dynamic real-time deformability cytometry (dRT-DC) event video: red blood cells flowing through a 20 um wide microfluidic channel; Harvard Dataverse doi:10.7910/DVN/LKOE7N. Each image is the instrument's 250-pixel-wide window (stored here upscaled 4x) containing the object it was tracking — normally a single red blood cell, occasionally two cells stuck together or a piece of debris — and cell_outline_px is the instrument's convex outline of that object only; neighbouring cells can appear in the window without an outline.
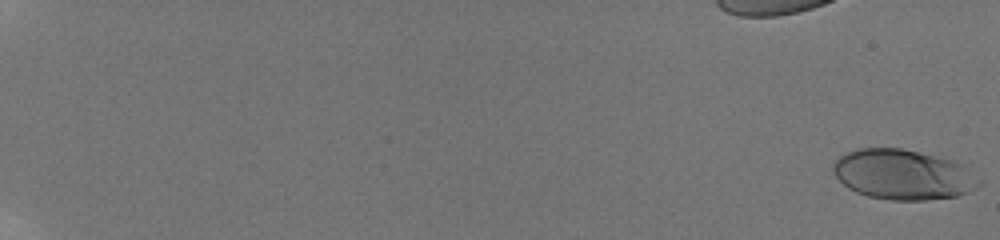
{"species": "human", "species_latin": "Homo sapiens", "temperature_condition": "room temperature", "stored_images_in_passage": 33, "camera_frame_rate_fps": 3000, "um_per_image_px": 0.085, "donor": {"sex": "male"}, "frame": {"image": 1, "passage_image": 1, "time_ms": 0.0, "image_size_px": [1000, 240], "cell_outline_px": [[984, 180], [976, 188], [968, 192], [956, 196], [924, 200], [892, 200], [868, 196], [856, 192], [848, 188], [832, 172], [832, 164], [840, 156], [856, 148], [900, 148], [936, 156], [952, 160], [960, 164]], "centroid_in_image_um": [76.75, 14.84], "position_along_channel_um": 8.2, "area_um2": 42.54}}
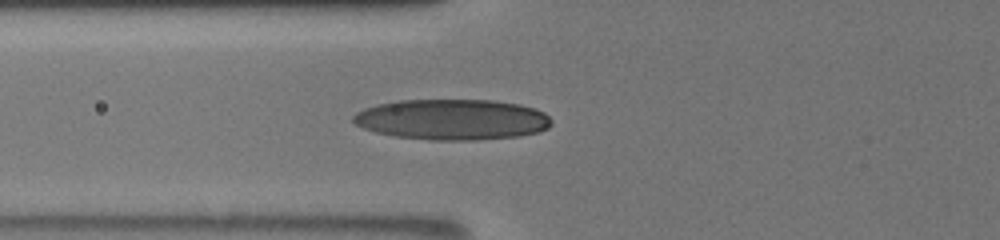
{"frame": {"image": 2, "passage_image": 28, "time_ms": 8.667, "image_size_px": [1000, 240], "cell_outline_px": [[552, 124], [548, 128], [540, 132], [520, 136], [476, 140], [428, 140], [392, 136], [376, 132], [364, 128], [356, 124], [352, 120], [352, 116], [356, 112], [364, 108], [376, 104], [400, 100], [492, 100], [520, 104], [544, 112], [552, 120]], "centroid_in_image_um": [38.43, 10.16], "position_along_channel_um": 87.4, "area_um2": 47.34}}
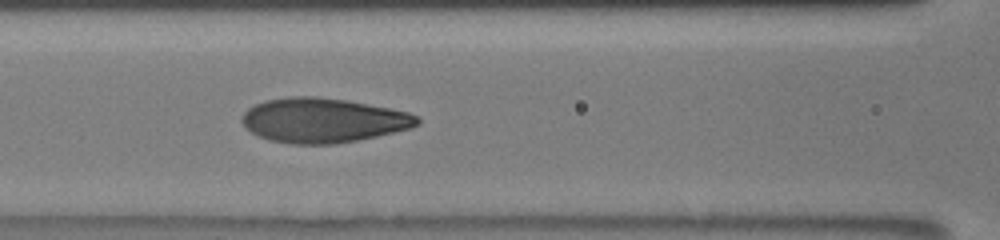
{"frame": {"image": 3, "passage_image": 33, "time_ms": 10.0, "image_size_px": [1000, 240], "cell_outline_px": [[420, 124], [412, 128], [376, 136], [336, 144], [292, 144], [268, 140], [244, 128], [240, 120], [244, 112], [248, 108], [264, 100], [288, 96], [316, 96], [348, 100], [408, 112], [416, 116], [420, 120]], "centroid_in_image_um": [27.43, 10.22], "position_along_channel_um": 139.2, "area_um2": 45.72}}